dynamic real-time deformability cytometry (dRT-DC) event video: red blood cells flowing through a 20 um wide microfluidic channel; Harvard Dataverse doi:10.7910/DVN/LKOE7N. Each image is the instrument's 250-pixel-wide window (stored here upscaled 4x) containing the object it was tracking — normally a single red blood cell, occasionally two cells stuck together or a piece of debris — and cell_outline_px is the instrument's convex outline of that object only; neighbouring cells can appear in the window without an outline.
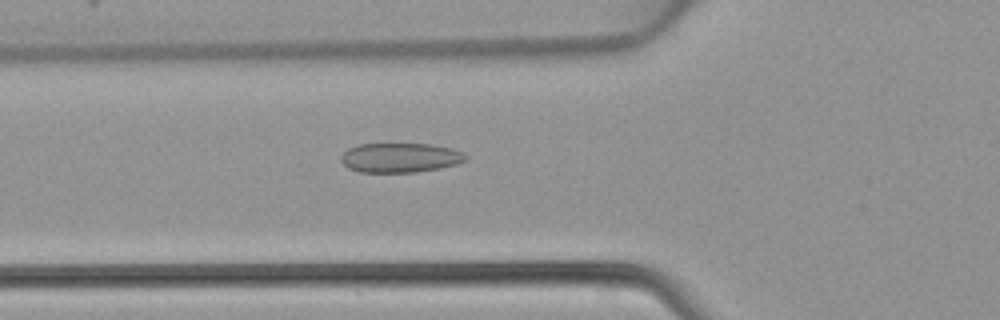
{"species": "common noctule bat (a hibernating species)", "species_latin": "Nyctalus noctula", "temperature_condition": "warm", "stored_images_in_passage": 47, "camera_frame_rate_fps": 3000, "um_per_image_px": 0.085, "animal": {"sex": "female", "body_mass_g": 22.7, "forearm_length_mm": 54.2}, "frame": {"image": 1, "passage_image": 17, "time_ms": 5.333, "image_size_px": [1000, 320], "cell_outline_px": [[468, 160], [456, 164], [440, 168], [416, 172], [360, 172], [348, 168], [340, 160], [340, 156], [348, 148], [360, 144], [432, 144], [452, 148], [464, 152], [468, 156]], "centroid_in_image_um": [34.04, 13.4], "position_along_channel_um": 91.8, "area_um2": 21.62}}
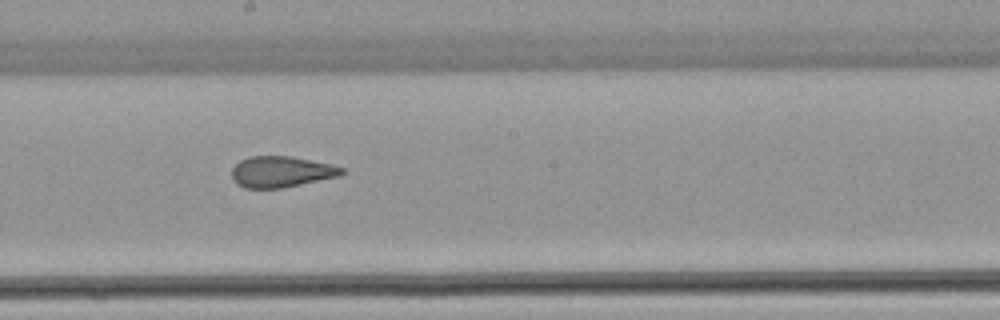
{"frame": {"image": 2, "passage_image": 26, "time_ms": 8.333, "image_size_px": [1000, 320], "cell_outline_px": [[344, 172], [340, 176], [280, 188], [244, 188], [236, 184], [232, 180], [232, 168], [240, 160], [252, 156], [292, 156], [332, 164], [344, 168]], "centroid_in_image_um": [23.9, 14.59], "position_along_channel_um": 224.3, "area_um2": 19.94}}
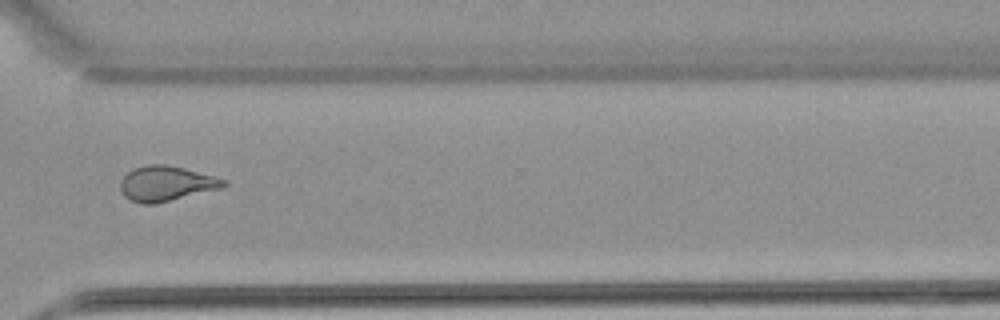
{"frame": {"image": 3, "passage_image": 35, "time_ms": 11.333, "image_size_px": [1000, 320], "cell_outline_px": [[228, 184], [220, 188], [156, 204], [140, 204], [124, 196], [120, 188], [120, 180], [132, 168], [148, 164], [164, 164], [184, 168], [216, 176], [228, 180]], "centroid_in_image_um": [14.12, 15.59], "position_along_channel_um": 356.5, "area_um2": 21.21}}